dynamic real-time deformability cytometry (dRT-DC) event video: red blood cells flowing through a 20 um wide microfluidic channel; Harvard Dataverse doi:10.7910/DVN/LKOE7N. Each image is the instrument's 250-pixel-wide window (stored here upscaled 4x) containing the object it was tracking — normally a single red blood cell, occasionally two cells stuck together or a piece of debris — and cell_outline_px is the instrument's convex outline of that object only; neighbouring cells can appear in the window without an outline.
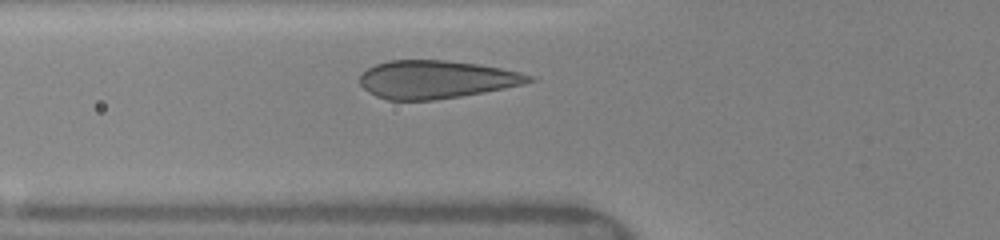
{"species": "human", "species_latin": "Homo sapiens", "temperature_condition": "warm", "stored_images_in_passage": 7, "camera_frame_rate_fps": 3000, "um_per_image_px": 0.085, "donor": {"sex": "female"}, "frame": {"image": 1, "passage_image": 7, "time_ms": 2.0, "image_size_px": [1000, 240], "cell_outline_px": [[536, 80], [524, 84], [484, 92], [460, 96], [432, 100], [388, 100], [376, 96], [368, 92], [360, 84], [360, 76], [368, 68], [376, 64], [388, 60], [448, 60], [480, 64], [520, 72], [532, 76]], "centroid_in_image_um": [37.08, 6.75], "position_along_channel_um": 88.7, "area_um2": 37.45}}